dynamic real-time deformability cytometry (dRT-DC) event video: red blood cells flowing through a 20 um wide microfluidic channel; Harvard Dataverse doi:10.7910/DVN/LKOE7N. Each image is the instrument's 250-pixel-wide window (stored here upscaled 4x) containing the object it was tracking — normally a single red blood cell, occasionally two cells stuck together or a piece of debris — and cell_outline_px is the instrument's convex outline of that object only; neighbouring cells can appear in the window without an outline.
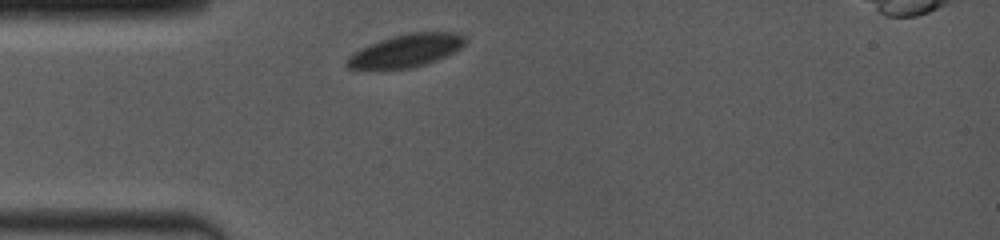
{"species": "common noctule bat (a hibernating species)", "species_latin": "Nyctalus noctula", "temperature_condition": "room temperature", "stored_images_in_passage": 8, "camera_frame_rate_fps": 4000, "um_per_image_px": 0.085, "animal": {"sex": "female", "body_mass_g": 19.0, "forearm_length_mm": 53.3}, "frame": {"image": 1, "passage_image": 1, "time_ms": 0.0, "image_size_px": [1000, 240], "cell_outline_px": [[464, 44], [456, 52], [436, 60], [412, 68], [376, 72], [356, 72], [348, 68], [344, 64], [344, 60], [348, 56], [360, 48], [368, 44], [392, 36], [408, 32], [456, 32], [464, 36]], "centroid_in_image_um": [34.36, 4.37], "position_along_channel_um": 50.6, "area_um2": 23.76}}
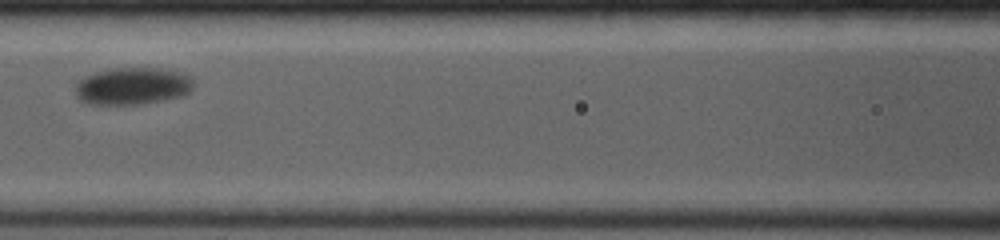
{"frame": {"image": 2, "passage_image": 6, "time_ms": 3.25, "image_size_px": [1000, 240], "cell_outline_px": [[192, 88], [184, 96], [144, 104], [84, 104], [76, 96], [76, 84], [84, 76], [96, 72], [116, 68], [156, 68], [176, 72], [188, 76], [192, 80]], "centroid_in_image_um": [11.23, 7.34], "position_along_channel_um": 155.4, "area_um2": 25.49}}
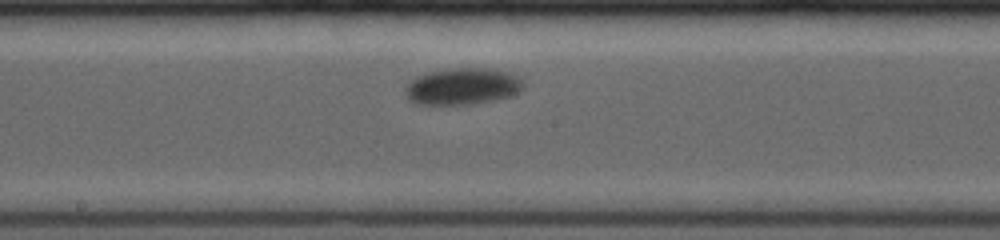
{"frame": {"image": 3, "passage_image": 8, "time_ms": 4.75, "image_size_px": [1000, 240], "cell_outline_px": [[524, 84], [520, 92], [512, 96], [492, 100], [468, 104], [416, 104], [408, 100], [404, 96], [404, 88], [416, 76], [428, 72], [448, 68], [488, 68], [504, 72], [520, 80]], "centroid_in_image_um": [39.23, 7.35], "position_along_channel_um": 209.0, "area_um2": 25.09}}